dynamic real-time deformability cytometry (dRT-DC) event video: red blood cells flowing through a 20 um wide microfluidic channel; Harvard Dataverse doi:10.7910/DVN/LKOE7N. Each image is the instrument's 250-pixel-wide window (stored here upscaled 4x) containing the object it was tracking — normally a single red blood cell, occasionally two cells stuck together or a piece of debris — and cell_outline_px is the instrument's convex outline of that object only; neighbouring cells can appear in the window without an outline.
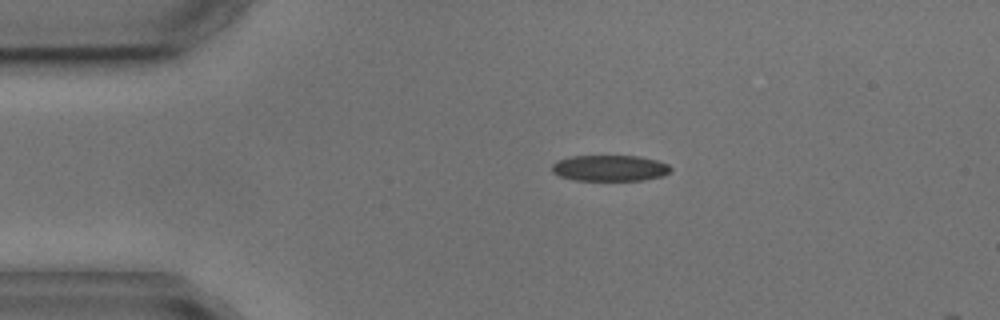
{"species": "common noctule bat (a hibernating species)", "species_latin": "Nyctalus noctula", "temperature_condition": "cold", "stored_images_in_passage": 3, "camera_frame_rate_fps": 3000, "um_per_image_px": 0.085, "animal": {"sex": "male", "body_mass_g": 17.9, "forearm_length_mm": 54.2}, "frame": {"image": 1, "passage_image": 2, "time_ms": 2.0, "image_size_px": [1000, 320], "cell_outline_px": [[672, 172], [664, 176], [644, 180], [576, 180], [560, 176], [552, 172], [552, 164], [556, 160], [572, 156], [640, 156], [656, 160], [668, 164], [672, 168]], "centroid_in_image_um": [51.87, 14.29], "position_along_channel_um": 33.1, "area_um2": 18.15}}